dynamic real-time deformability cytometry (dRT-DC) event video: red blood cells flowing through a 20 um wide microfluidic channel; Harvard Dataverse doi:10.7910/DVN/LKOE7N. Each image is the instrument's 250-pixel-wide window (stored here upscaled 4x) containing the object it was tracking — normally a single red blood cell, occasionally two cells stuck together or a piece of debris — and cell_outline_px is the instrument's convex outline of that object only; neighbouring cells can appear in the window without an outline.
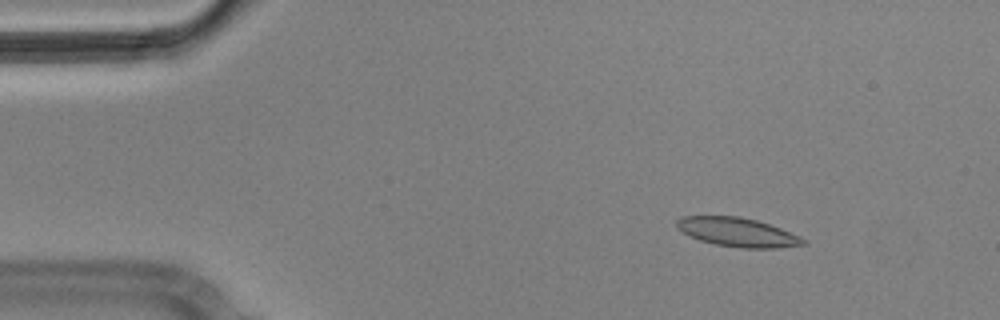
{"species": "Egyptian fruit bat (a non-hibernating species)", "species_latin": "Rousettus aegyptiacus", "temperature_condition": "cold", "stored_images_in_passage": 3, "camera_frame_rate_fps": 3000, "um_per_image_px": 0.085, "animal": {"sex": "male"}, "frame": {"image": 1, "passage_image": 1, "time_ms": 0.0, "image_size_px": [1000, 320], "cell_outline_px": [[808, 244], [780, 248], [740, 248], [716, 244], [700, 240], [676, 228], [676, 220], [680, 216], [740, 216], [756, 220], [780, 228], [800, 236], [808, 240]], "centroid_in_image_um": [62.73, 19.74], "position_along_channel_um": 22.3, "area_um2": 21.39}}